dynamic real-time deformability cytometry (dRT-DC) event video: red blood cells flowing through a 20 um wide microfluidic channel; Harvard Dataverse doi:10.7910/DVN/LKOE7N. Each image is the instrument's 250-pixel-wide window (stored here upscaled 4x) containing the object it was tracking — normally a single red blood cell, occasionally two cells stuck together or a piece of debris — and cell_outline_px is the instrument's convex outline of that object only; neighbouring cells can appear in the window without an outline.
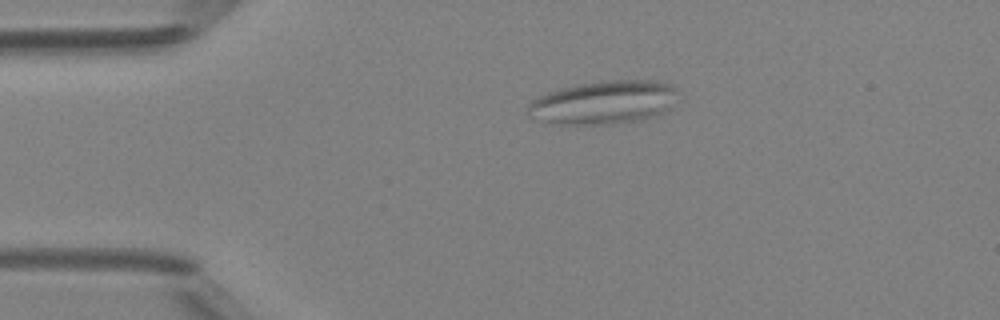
{"species": "Egyptian fruit bat (a non-hibernating species)", "species_latin": "Rousettus aegyptiacus", "temperature_condition": "room temperature", "stored_images_in_passage": 50, "camera_frame_rate_fps": 3000, "um_per_image_px": 0.085, "animal": {"sex": "female"}, "frame": {"image": 1, "passage_image": 11, "time_ms": 3.333, "image_size_px": [1000, 320], "cell_outline_px": [[680, 88], [668, 108], [664, 112], [644, 120], [616, 124], [548, 124], [528, 116], [528, 104], [532, 100], [548, 92], [560, 88], [580, 84], [604, 80], [660, 80], [672, 84]], "centroid_in_image_um": [51.33, 8.71], "position_along_channel_um": 33.7, "area_um2": 38.44}}
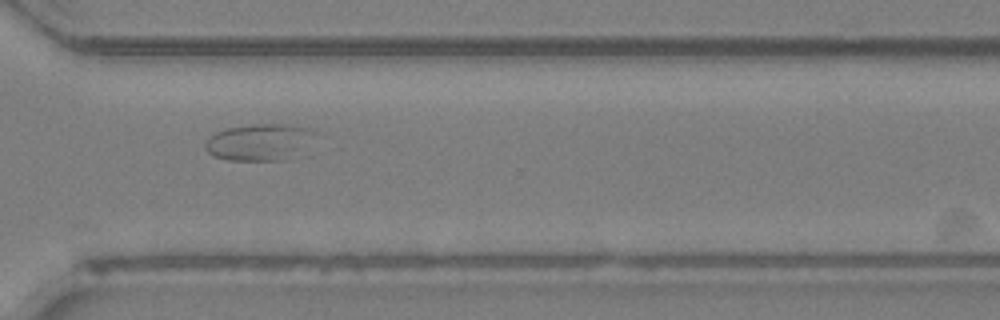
{"frame": {"image": 2, "passage_image": 37, "time_ms": 12.0, "image_size_px": [1000, 320], "cell_outline_px": [[316, 132], [284, 160], [228, 160], [216, 156], [208, 152], [204, 148], [204, 144], [208, 136], [216, 132], [228, 128], [252, 124], [288, 124], [308, 128]], "centroid_in_image_um": [21.89, 12.05], "position_along_channel_um": 348.7, "area_um2": 22.54}}
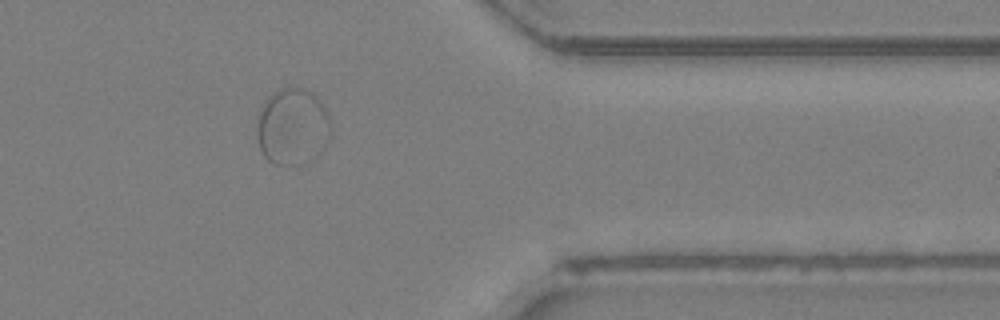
{"frame": {"image": 3, "passage_image": 41, "time_ms": 13.333, "image_size_px": [1000, 320], "cell_outline_px": [[332, 136], [328, 144], [308, 164], [276, 164], [268, 160], [264, 156], [260, 148], [256, 136], [256, 116], [264, 100], [272, 92], [284, 88], [304, 88], [312, 92], [320, 100], [332, 124]], "centroid_in_image_um": [24.87, 10.77], "position_along_channel_um": 386.5, "area_um2": 33.87}}